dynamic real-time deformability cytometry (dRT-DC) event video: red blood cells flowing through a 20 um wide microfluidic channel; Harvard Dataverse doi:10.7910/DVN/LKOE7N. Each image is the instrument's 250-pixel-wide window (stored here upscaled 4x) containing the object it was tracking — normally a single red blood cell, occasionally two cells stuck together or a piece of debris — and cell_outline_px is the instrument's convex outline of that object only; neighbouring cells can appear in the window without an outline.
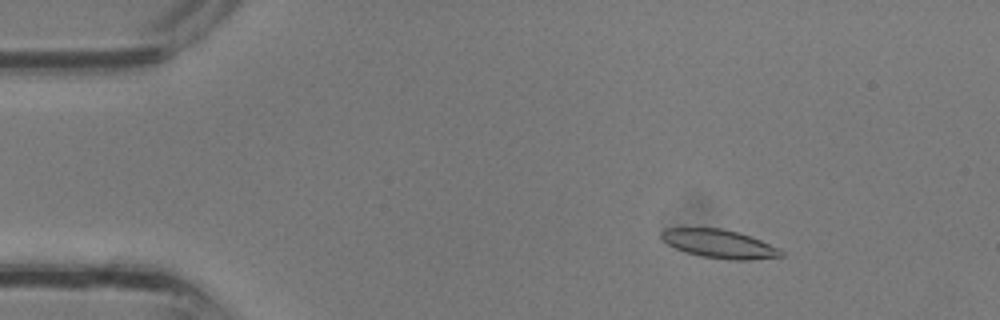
{"species": "common noctule bat (a hibernating species)", "species_latin": "Nyctalus noctula", "temperature_condition": "room temperature", "stored_images_in_passage": 10, "camera_frame_rate_fps": 3000, "um_per_image_px": 0.085, "animal": {"sex": "male", "body_mass_g": 13.3}, "frame": {"image": 1, "passage_image": 5, "time_ms": 1.333, "image_size_px": [1000, 320], "cell_outline_px": [[784, 256], [752, 260], [728, 260], [700, 256], [676, 248], [668, 244], [660, 236], [660, 232], [664, 228], [720, 228], [752, 236], [780, 248], [784, 252]], "centroid_in_image_um": [61.18, 20.73], "position_along_channel_um": 23.8, "area_um2": 20.0}}